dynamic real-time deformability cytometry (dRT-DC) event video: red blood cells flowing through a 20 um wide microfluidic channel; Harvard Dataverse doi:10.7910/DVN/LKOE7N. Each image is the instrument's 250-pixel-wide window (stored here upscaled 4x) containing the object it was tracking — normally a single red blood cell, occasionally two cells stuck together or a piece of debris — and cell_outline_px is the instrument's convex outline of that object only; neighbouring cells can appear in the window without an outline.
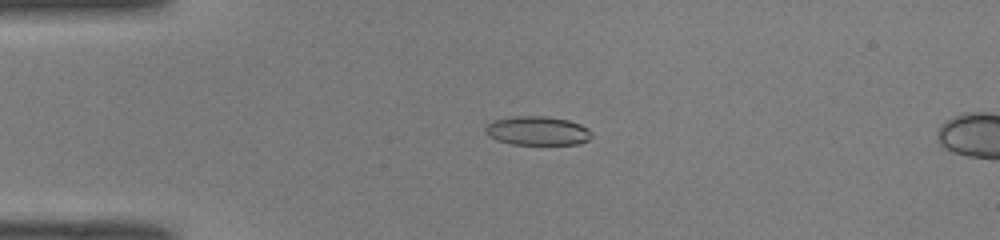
{"species": "common noctule bat (a hibernating species)", "species_latin": "Nyctalus noctula", "temperature_condition": "room temperature", "stored_images_in_passage": 11, "camera_frame_rate_fps": 3000, "um_per_image_px": 0.085, "animal": {"sex": "male", "body_mass_g": 19.0, "forearm_length_mm": 50.8}, "frame": {"image": 1, "passage_image": 7, "time_ms": 2.0, "image_size_px": [1000, 240], "cell_outline_px": [[592, 136], [588, 140], [580, 144], [512, 144], [496, 140], [488, 136], [484, 132], [484, 128], [492, 120], [516, 116], [548, 116], [568, 120], [580, 124], [588, 128], [592, 132]], "centroid_in_image_um": [45.67, 11.11], "position_along_channel_um": 39.3, "area_um2": 18.09}}